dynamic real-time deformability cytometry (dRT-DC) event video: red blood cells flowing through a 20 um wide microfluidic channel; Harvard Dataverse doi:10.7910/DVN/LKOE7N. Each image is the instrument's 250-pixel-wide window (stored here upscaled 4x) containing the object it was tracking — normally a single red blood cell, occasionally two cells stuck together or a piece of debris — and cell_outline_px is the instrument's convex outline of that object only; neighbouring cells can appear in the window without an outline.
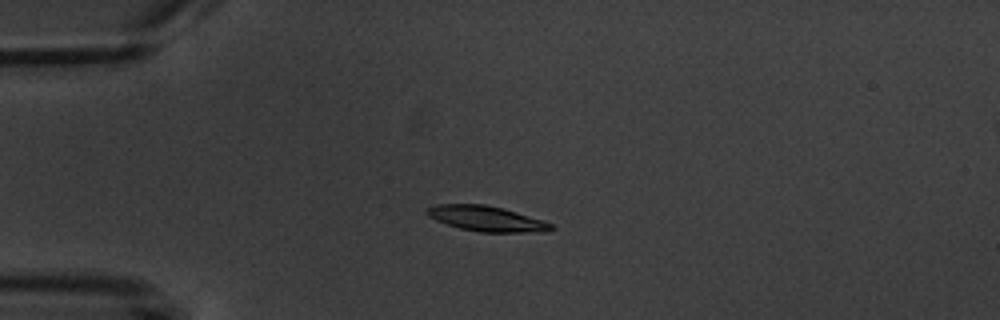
{"species": "common noctule bat (a hibernating species)", "species_latin": "Nyctalus noctula", "temperature_condition": "warm", "stored_images_in_passage": 5, "camera_frame_rate_fps": 3000, "um_per_image_px": 0.085, "animal": {"sex": "male", "body_mass_g": 20.1, "forearm_length_mm": 53.5}, "frame": {"image": 1, "passage_image": 4, "time_ms": 4.0, "image_size_px": [1000, 320], "cell_outline_px": [[556, 228], [548, 232], [480, 232], [460, 228], [436, 220], [428, 216], [424, 212], [424, 208], [436, 204], [484, 204], [504, 208], [544, 220], [552, 224]], "centroid_in_image_um": [41.37, 18.58], "position_along_channel_um": 43.6, "area_um2": 18.55}}